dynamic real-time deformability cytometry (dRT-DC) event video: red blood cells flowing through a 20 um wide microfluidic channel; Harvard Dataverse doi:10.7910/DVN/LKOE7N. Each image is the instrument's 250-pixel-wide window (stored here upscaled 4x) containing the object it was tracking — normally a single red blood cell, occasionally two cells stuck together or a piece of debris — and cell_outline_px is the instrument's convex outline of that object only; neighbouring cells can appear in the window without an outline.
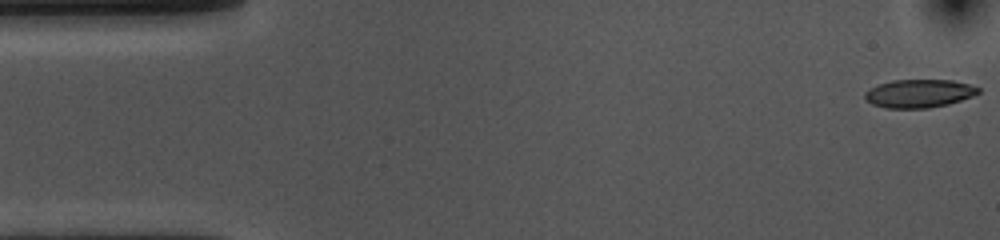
{"species": "common noctule bat (a hibernating species)", "species_latin": "Nyctalus noctula", "temperature_condition": "cold", "stored_images_in_passage": 54, "camera_frame_rate_fps": 3000, "um_per_image_px": 0.085, "animal": {"sex": "female", "body_mass_g": 10.0, "forearm_length_mm": 53.1}, "frame": {"image": 1, "passage_image": 1, "time_ms": 0.0, "image_size_px": [1000, 240], "cell_outline_px": [[980, 92], [972, 96], [948, 104], [928, 108], [884, 108], [872, 104], [864, 100], [864, 92], [880, 84], [892, 80], [952, 80], [968, 84], [980, 88]], "centroid_in_image_um": [78.09, 7.95], "position_along_channel_um": 6.9, "area_um2": 18.61}}
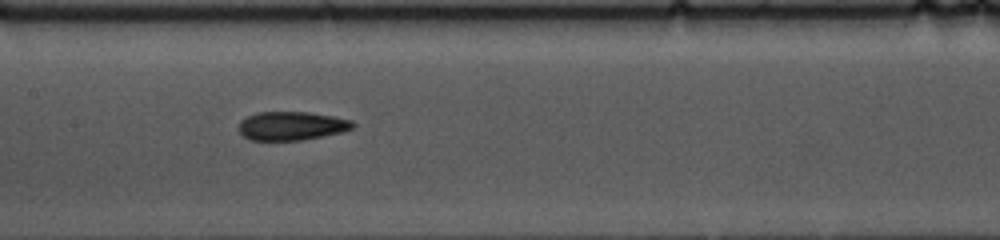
{"frame": {"image": 2, "passage_image": 25, "time_ms": 8.0, "image_size_px": [1000, 240], "cell_outline_px": [[356, 124], [352, 128], [340, 132], [300, 140], [248, 140], [240, 132], [240, 120], [248, 116], [260, 112], [308, 112], [332, 116], [352, 120]], "centroid_in_image_um": [24.78, 10.69], "position_along_channel_um": 182.6, "area_um2": 18.79}}
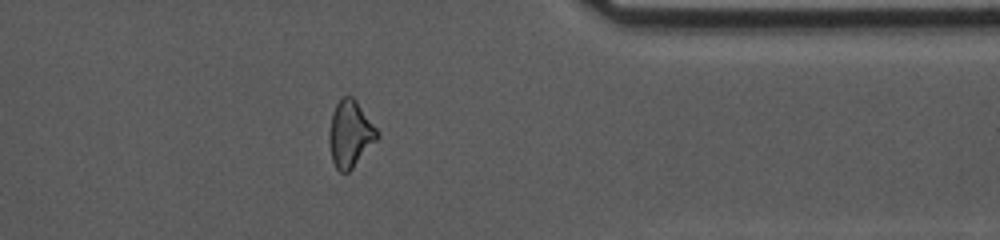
{"frame": {"image": 3, "passage_image": 43, "time_ms": 14.0, "image_size_px": [1000, 240], "cell_outline_px": [[380, 136], [352, 168], [348, 172], [340, 172], [336, 168], [332, 160], [328, 140], [328, 132], [332, 112], [336, 104], [344, 96], [352, 96], [356, 100], [380, 132]], "centroid_in_image_um": [29.76, 11.37], "position_along_channel_um": 381.6, "area_um2": 18.67}, "authors_computed_cell_mechanics": {"area_um2": 19.0451, "velocity_mm_per_s": 3.5943, "shape_relaxation_time_tau1_ms": 5.5611, "shape_relaxation_time_tau2_ms": 3.3972, "deformation_change_tau1": 0.1535, "deformation_change_tau2": 0.109}}